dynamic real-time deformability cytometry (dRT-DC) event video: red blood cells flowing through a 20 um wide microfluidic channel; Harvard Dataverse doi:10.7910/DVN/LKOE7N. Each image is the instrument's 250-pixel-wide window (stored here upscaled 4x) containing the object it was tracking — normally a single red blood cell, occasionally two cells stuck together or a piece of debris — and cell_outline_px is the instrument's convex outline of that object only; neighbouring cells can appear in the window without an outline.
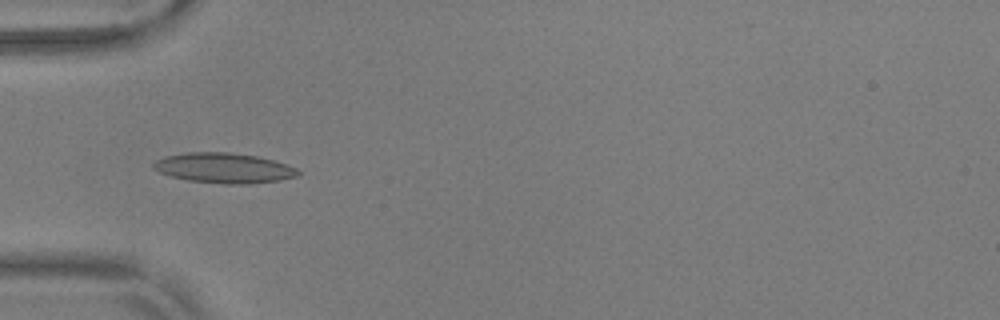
{"species": "common noctule bat (a hibernating species)", "species_latin": "Nyctalus noctula", "temperature_condition": "warm", "stored_images_in_passage": 48, "camera_frame_rate_fps": 3000, "um_per_image_px": 0.085, "animal": {"sex": "male", "body_mass_g": 17.9, "forearm_length_mm": 54.2}, "frame": {"image": 1, "passage_image": 11, "time_ms": 3.333, "image_size_px": [1000, 320], "cell_outline_px": [[300, 176], [280, 180], [248, 184], [224, 184], [188, 180], [172, 176], [160, 172], [152, 168], [152, 164], [156, 160], [164, 156], [188, 152], [228, 152], [256, 156], [272, 160], [296, 168], [300, 172]], "centroid_in_image_um": [19.03, 14.28], "position_along_channel_um": 66.0, "area_um2": 25.32}}
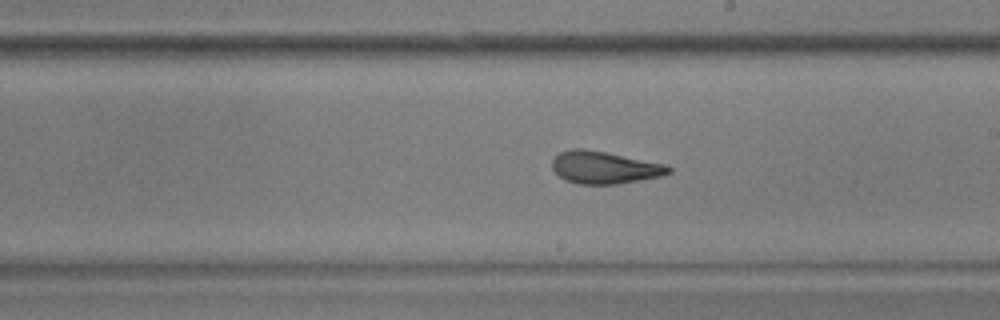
{"frame": {"image": 2, "passage_image": 25, "time_ms": 8.0, "image_size_px": [1000, 320], "cell_outline_px": [[672, 172], [664, 176], [616, 184], [580, 184], [564, 180], [552, 168], [552, 160], [560, 152], [572, 148], [584, 148], [668, 164], [672, 168]], "centroid_in_image_um": [51.42, 14.23], "position_along_channel_um": 237.6, "area_um2": 22.14}}
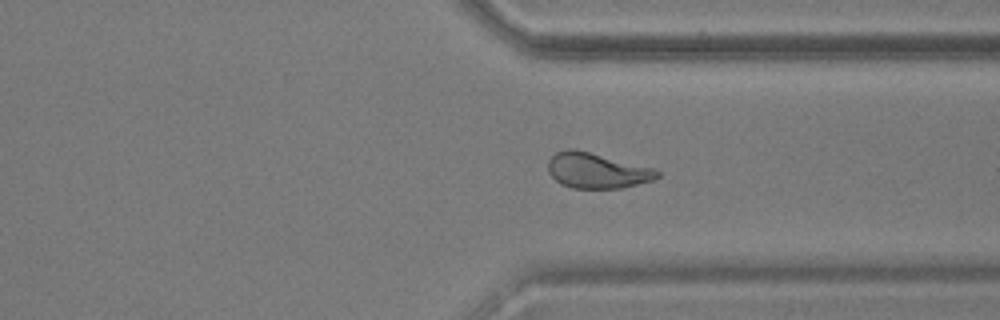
{"frame": {"image": 3, "passage_image": 35, "time_ms": 11.333, "image_size_px": [1000, 320], "cell_outline_px": [[660, 176], [652, 180], [620, 188], [572, 188], [560, 184], [548, 172], [548, 160], [556, 152], [564, 148], [576, 148], [652, 168], [660, 172]], "centroid_in_image_um": [50.68, 14.48], "position_along_channel_um": 360.7, "area_um2": 22.48}, "authors_computed_cell_mechanics": {"area_um2": 22.5709, "velocity_mm_per_s": 3.6871, "shape_relaxation_time_tau1_ms": 7.5756, "shape_relaxation_time_tau2_ms": 1.5115, "deformation_change_tau1": 0.2198, "deformation_change_tau2": 0.0947}}